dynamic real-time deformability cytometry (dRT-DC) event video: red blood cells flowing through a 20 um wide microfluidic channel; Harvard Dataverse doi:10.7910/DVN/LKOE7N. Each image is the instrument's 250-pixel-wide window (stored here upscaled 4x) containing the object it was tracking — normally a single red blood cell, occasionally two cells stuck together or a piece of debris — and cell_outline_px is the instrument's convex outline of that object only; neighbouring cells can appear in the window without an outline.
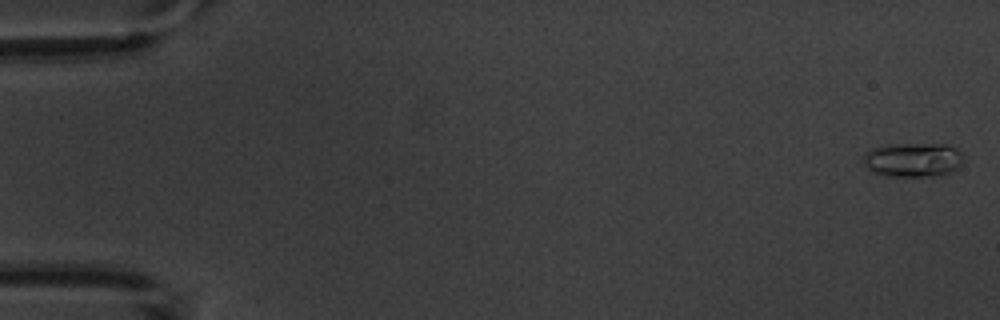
{"species": "common noctule bat (a hibernating species)", "species_latin": "Nyctalus noctula", "temperature_condition": "warm", "stored_images_in_passage": 6, "camera_frame_rate_fps": 3000, "um_per_image_px": 0.085, "animal": {"sex": "male", "body_mass_g": 20.1, "forearm_length_mm": 53.5}, "frame": {"image": 1, "passage_image": 1, "time_ms": 0.0, "image_size_px": [1000, 320], "cell_outline_px": [[964, 160], [956, 168], [940, 176], [884, 176], [872, 172], [864, 164], [864, 152], [872, 148], [888, 144], [948, 144], [956, 148], [964, 156]], "centroid_in_image_um": [77.6, 13.57], "position_along_channel_um": 7.4, "area_um2": 20.17}}